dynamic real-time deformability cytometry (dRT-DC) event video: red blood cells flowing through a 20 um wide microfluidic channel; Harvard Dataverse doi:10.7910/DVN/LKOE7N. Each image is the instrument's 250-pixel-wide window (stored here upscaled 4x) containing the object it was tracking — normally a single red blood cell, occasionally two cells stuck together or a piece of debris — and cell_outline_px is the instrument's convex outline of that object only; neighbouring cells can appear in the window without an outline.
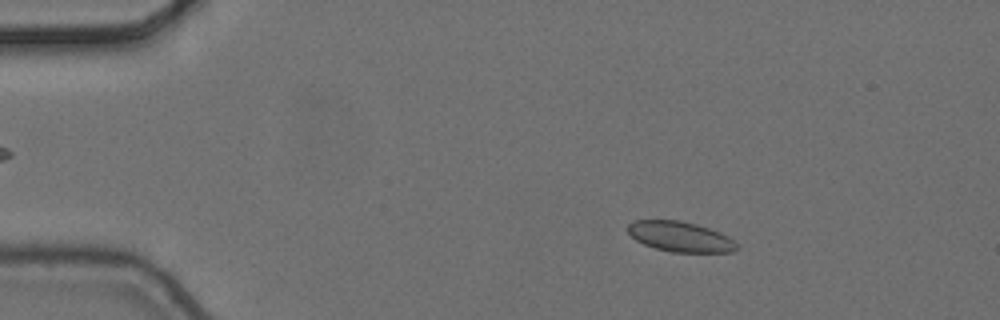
{"species": "common noctule bat (a hibernating species)", "species_latin": "Nyctalus noctula", "temperature_condition": "cold", "stored_images_in_passage": 4, "camera_frame_rate_fps": 3000, "um_per_image_px": 0.085, "animal": {"sex": "female", "body_mass_g": 24.6, "forearm_length_mm": 56.2}, "frame": {"image": 1, "passage_image": 2, "time_ms": 0.333, "image_size_px": [1000, 320], "cell_outline_px": [[740, 248], [732, 252], [672, 252], [656, 248], [644, 244], [636, 240], [624, 228], [632, 220], [680, 220], [696, 224], [720, 232], [728, 236]], "centroid_in_image_um": [57.79, 20.11], "position_along_channel_um": 27.2, "area_um2": 19.25}}